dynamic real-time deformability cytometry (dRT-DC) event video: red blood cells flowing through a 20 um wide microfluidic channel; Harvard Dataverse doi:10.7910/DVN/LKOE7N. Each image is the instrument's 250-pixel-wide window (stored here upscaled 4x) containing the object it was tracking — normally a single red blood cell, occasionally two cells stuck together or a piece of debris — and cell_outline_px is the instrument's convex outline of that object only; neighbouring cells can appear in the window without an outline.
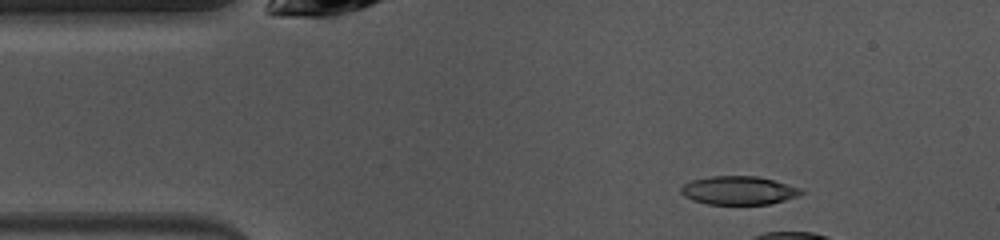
{"species": "common noctule bat (a hibernating species)", "species_latin": "Nyctalus noctula", "temperature_condition": "warm", "stored_images_in_passage": 12, "camera_frame_rate_fps": 3000, "um_per_image_px": 0.085, "animal": {"sex": "female", "body_mass_g": 10.0, "forearm_length_mm": 53.1}, "frame": {"image": 1, "passage_image": 6, "time_ms": 1.667, "image_size_px": [1000, 240], "cell_outline_px": [[804, 192], [796, 196], [784, 200], [768, 204], [708, 204], [692, 200], [684, 196], [680, 192], [680, 188], [684, 184], [692, 180], [712, 176], [756, 176], [772, 180], [800, 188]], "centroid_in_image_um": [62.74, 16.19], "position_along_channel_um": 22.3, "area_um2": 19.71}}